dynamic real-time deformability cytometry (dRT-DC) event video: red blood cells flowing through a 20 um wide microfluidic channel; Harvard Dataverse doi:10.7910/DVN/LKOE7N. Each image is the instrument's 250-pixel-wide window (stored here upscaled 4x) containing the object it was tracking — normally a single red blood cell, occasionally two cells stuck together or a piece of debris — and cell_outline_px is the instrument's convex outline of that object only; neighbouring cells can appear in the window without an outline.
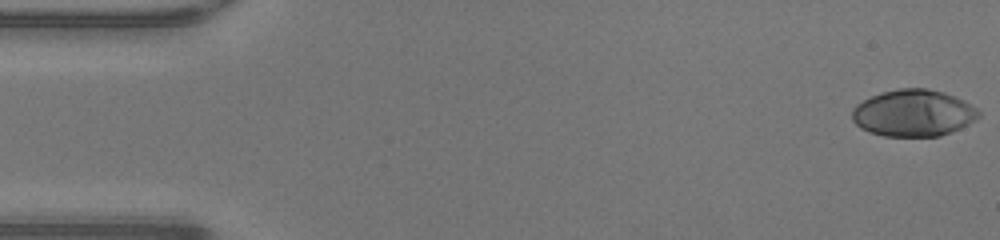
{"species": "human", "species_latin": "Homo sapiens", "temperature_condition": "warm", "stored_images_in_passage": 48, "camera_frame_rate_fps": 3000, "um_per_image_px": 0.085, "donor": {"sex": "male"}, "frame": {"image": 1, "passage_image": 1, "time_ms": 0.0, "image_size_px": [1000, 240], "cell_outline_px": [[980, 116], [976, 120], [960, 128], [940, 136], [884, 136], [868, 132], [860, 128], [852, 120], [852, 108], [856, 104], [880, 92], [900, 88], [924, 88], [944, 92], [964, 100], [976, 108], [980, 112]], "centroid_in_image_um": [77.62, 9.61], "position_along_channel_um": 7.4, "area_um2": 34.62}}
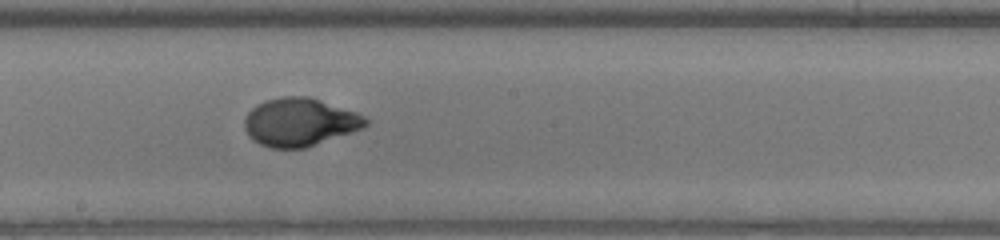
{"frame": {"image": 2, "passage_image": 26, "time_ms": 8.333, "image_size_px": [1000, 240], "cell_outline_px": [[368, 124], [360, 128], [304, 148], [272, 148], [260, 144], [252, 140], [248, 136], [244, 128], [244, 120], [248, 112], [256, 104], [264, 100], [284, 96], [308, 96], [356, 112], [364, 116], [368, 120]], "centroid_in_image_um": [25.41, 10.37], "position_along_channel_um": 222.8, "area_um2": 33.64}}
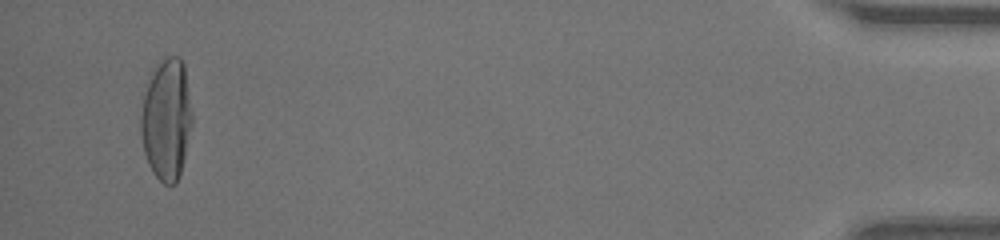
{"frame": {"image": 3, "passage_image": 46, "time_ms": 15.0, "image_size_px": [1000, 240], "cell_outline_px": [[192, 124], [180, 172], [176, 184], [164, 184], [152, 172], [148, 164], [144, 152], [140, 132], [140, 116], [144, 84], [152, 72], [168, 56], [180, 56], [184, 64], [192, 112]], "centroid_in_image_um": [14.12, 10.13], "position_along_channel_um": 421.1, "area_um2": 36.41}, "authors_computed_cell_mechanics": {"area_um2": 33.7841, "velocity_mm_per_s": 4.3123, "shape_relaxation_time_tau1_ms": 3.7458, "shape_relaxation_time_tau2_ms": null, "deformation_change_tau1": 0.2507, "deformation_change_tau2": null}}